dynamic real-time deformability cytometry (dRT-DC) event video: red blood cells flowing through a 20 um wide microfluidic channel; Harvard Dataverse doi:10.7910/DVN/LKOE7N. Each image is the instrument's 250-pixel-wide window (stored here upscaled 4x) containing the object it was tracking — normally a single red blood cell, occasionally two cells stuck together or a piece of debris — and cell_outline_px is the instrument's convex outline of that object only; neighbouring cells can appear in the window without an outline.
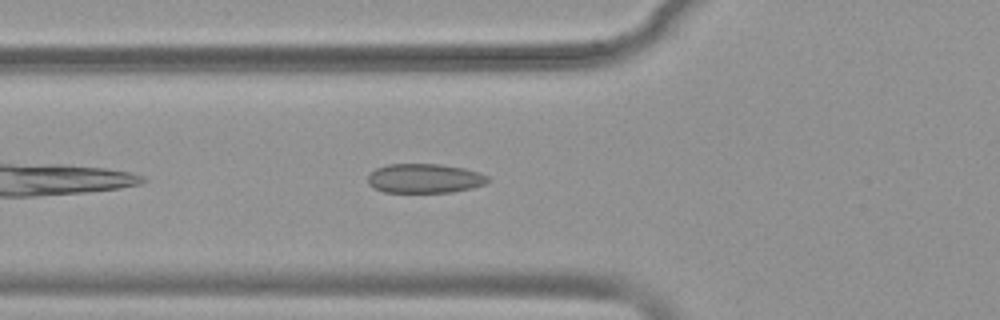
{"species": "common noctule bat (a hibernating species)", "species_latin": "Nyctalus noctula", "temperature_condition": "warm", "stored_images_in_passage": 39, "camera_frame_rate_fps": 3000, "um_per_image_px": 0.085, "animal": {"sex": "female", "body_mass_g": 19.9}, "frame": {"image": 1, "passage_image": 5, "time_ms": 1.333, "image_size_px": [1000, 320], "cell_outline_px": [[488, 180], [484, 184], [472, 188], [452, 192], [384, 192], [368, 184], [368, 176], [376, 168], [388, 164], [440, 164], [464, 168], [480, 172], [488, 176]], "centroid_in_image_um": [36.1, 15.16], "position_along_channel_um": 89.7, "area_um2": 20.46}}
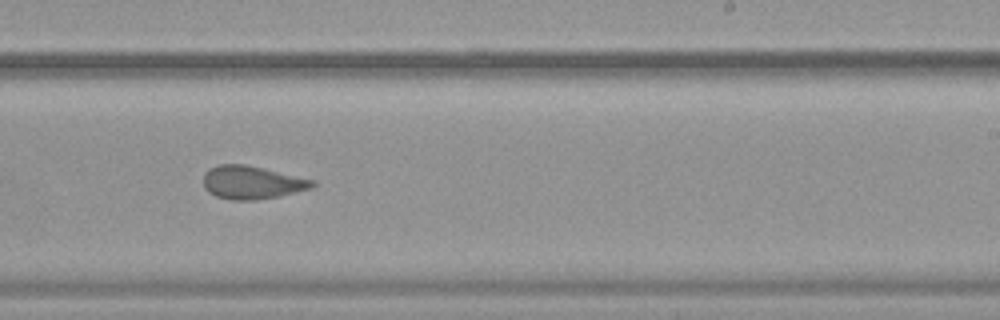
{"frame": {"image": 2, "passage_image": 19, "time_ms": 6.0, "image_size_px": [1000, 320], "cell_outline_px": [[316, 184], [312, 188], [276, 196], [256, 200], [232, 200], [216, 196], [208, 192], [204, 188], [204, 172], [208, 168], [220, 164], [244, 164], [264, 168], [316, 180]], "centroid_in_image_um": [21.4, 15.5], "position_along_channel_um": 267.6, "area_um2": 21.1}}
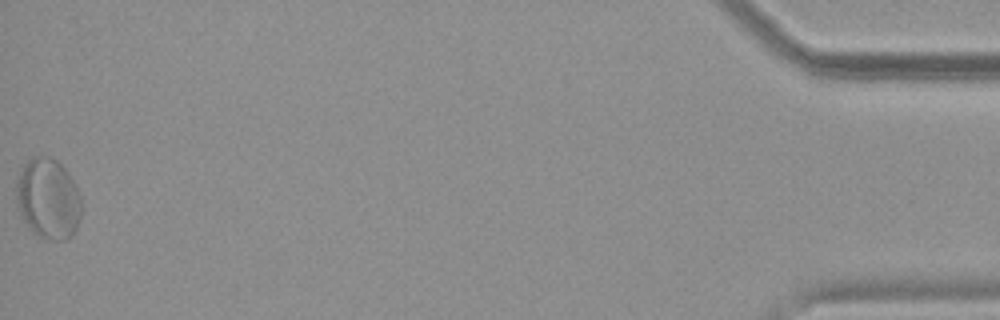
{"frame": {"image": 3, "passage_image": 39, "time_ms": 12.667, "image_size_px": [1000, 320], "cell_outline_px": [[80, 220], [72, 236], [64, 240], [52, 240], [40, 236], [32, 232], [28, 228], [20, 216], [16, 208], [16, 180], [24, 164], [32, 156], [48, 156], [56, 160], [64, 168], [72, 180], [80, 196]], "centroid_in_image_um": [4.05, 16.9], "position_along_channel_um": 431.2, "area_um2": 30.75}, "authors_computed_cell_mechanics": {"area_um2": 21.1548, "velocity_mm_per_s": 3.8151, "shape_relaxation_time_tau1_ms": null, "shape_relaxation_time_tau2_ms": 1.1955, "deformation_change_tau1": null, "deformation_change_tau2": 0.0832}}